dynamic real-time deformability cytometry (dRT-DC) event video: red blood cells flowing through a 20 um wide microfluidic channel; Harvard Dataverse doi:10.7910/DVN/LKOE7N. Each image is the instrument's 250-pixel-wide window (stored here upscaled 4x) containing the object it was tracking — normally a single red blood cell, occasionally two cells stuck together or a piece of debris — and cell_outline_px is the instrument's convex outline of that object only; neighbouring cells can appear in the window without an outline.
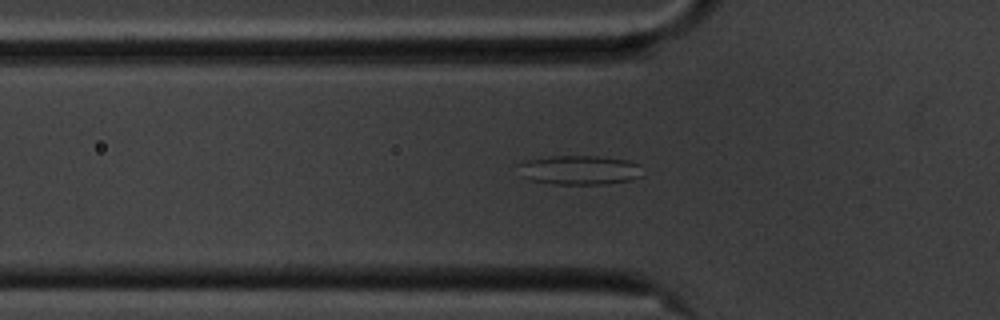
{"species": "common noctule bat (a hibernating species)", "species_latin": "Nyctalus noctula", "temperature_condition": "cold", "stored_images_in_passage": 56, "camera_frame_rate_fps": 3000, "um_per_image_px": 0.085, "animal": {"sex": "male", "body_mass_g": 20.1, "forearm_length_mm": 53.5}, "frame": {"image": 1, "passage_image": 19, "time_ms": 6.0, "image_size_px": [1000, 320], "cell_outline_px": [[644, 176], [632, 180], [604, 184], [552, 184], [528, 180], [520, 176], [516, 164], [524, 160], [552, 156], [596, 156], [628, 160], [640, 164]], "centroid_in_image_um": [49.23, 14.46], "position_along_channel_um": 76.6, "area_um2": 21.73}}
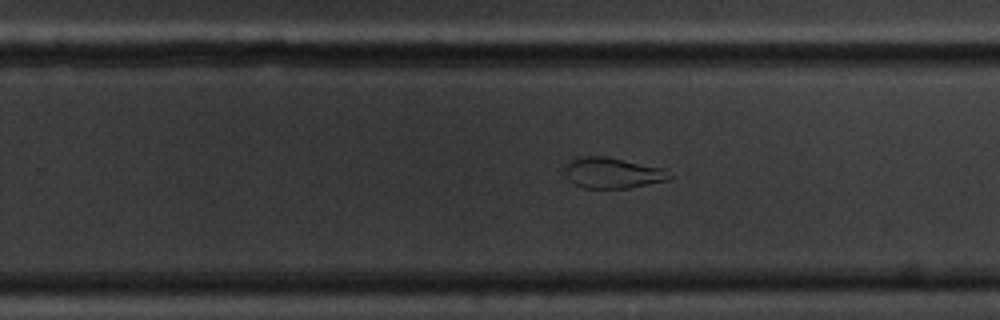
{"frame": {"image": 2, "passage_image": 36, "time_ms": 11.667, "image_size_px": [1000, 320], "cell_outline_px": [[672, 176], [668, 180], [628, 188], [584, 188], [568, 180], [564, 172], [564, 164], [572, 156], [604, 156], [664, 168]], "centroid_in_image_um": [51.99, 14.68], "position_along_channel_um": 277.8, "area_um2": 18.96}}
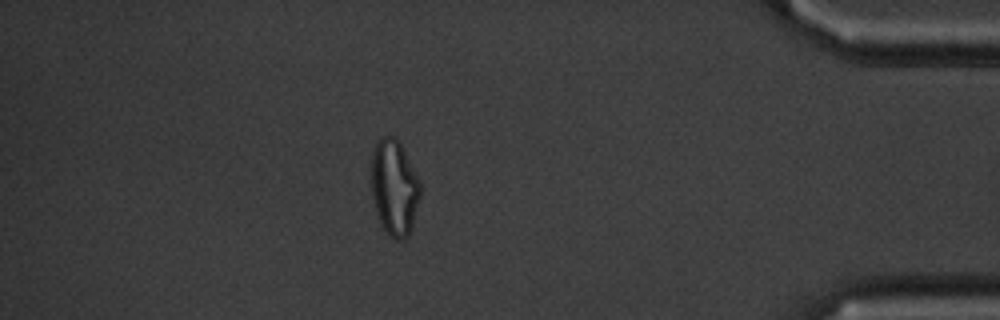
{"frame": {"image": 3, "passage_image": 50, "time_ms": 16.333, "image_size_px": [1000, 320], "cell_outline_px": [[420, 196], [412, 224], [408, 236], [404, 240], [396, 240], [380, 224], [376, 212], [368, 184], [372, 148], [380, 136], [392, 136], [400, 144], [420, 180]], "centroid_in_image_um": [33.45, 15.91], "position_along_channel_um": 401.8, "area_um2": 27.8}}